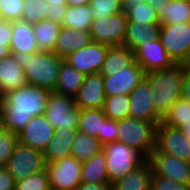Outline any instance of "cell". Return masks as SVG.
<instances>
[{
    "mask_svg": "<svg viewBox=\"0 0 190 190\" xmlns=\"http://www.w3.org/2000/svg\"><path fill=\"white\" fill-rule=\"evenodd\" d=\"M66 10L67 5H49L47 11V19L62 25Z\"/></svg>",
    "mask_w": 190,
    "mask_h": 190,
    "instance_id": "obj_43",
    "label": "cell"
},
{
    "mask_svg": "<svg viewBox=\"0 0 190 190\" xmlns=\"http://www.w3.org/2000/svg\"><path fill=\"white\" fill-rule=\"evenodd\" d=\"M185 136H187L188 140L190 141V120L184 122V125L180 128Z\"/></svg>",
    "mask_w": 190,
    "mask_h": 190,
    "instance_id": "obj_51",
    "label": "cell"
},
{
    "mask_svg": "<svg viewBox=\"0 0 190 190\" xmlns=\"http://www.w3.org/2000/svg\"><path fill=\"white\" fill-rule=\"evenodd\" d=\"M10 51L20 58L40 52L34 36L33 24L23 20L12 21Z\"/></svg>",
    "mask_w": 190,
    "mask_h": 190,
    "instance_id": "obj_20",
    "label": "cell"
},
{
    "mask_svg": "<svg viewBox=\"0 0 190 190\" xmlns=\"http://www.w3.org/2000/svg\"><path fill=\"white\" fill-rule=\"evenodd\" d=\"M75 190H113V184L81 182Z\"/></svg>",
    "mask_w": 190,
    "mask_h": 190,
    "instance_id": "obj_47",
    "label": "cell"
},
{
    "mask_svg": "<svg viewBox=\"0 0 190 190\" xmlns=\"http://www.w3.org/2000/svg\"><path fill=\"white\" fill-rule=\"evenodd\" d=\"M127 22L126 14L123 11L101 19H94L89 29L92 41L109 46H122Z\"/></svg>",
    "mask_w": 190,
    "mask_h": 190,
    "instance_id": "obj_9",
    "label": "cell"
},
{
    "mask_svg": "<svg viewBox=\"0 0 190 190\" xmlns=\"http://www.w3.org/2000/svg\"><path fill=\"white\" fill-rule=\"evenodd\" d=\"M26 84L22 58L10 54L0 59V98Z\"/></svg>",
    "mask_w": 190,
    "mask_h": 190,
    "instance_id": "obj_19",
    "label": "cell"
},
{
    "mask_svg": "<svg viewBox=\"0 0 190 190\" xmlns=\"http://www.w3.org/2000/svg\"><path fill=\"white\" fill-rule=\"evenodd\" d=\"M55 134V129L44 115L32 117L24 129L18 134L20 143L44 152L49 141Z\"/></svg>",
    "mask_w": 190,
    "mask_h": 190,
    "instance_id": "obj_17",
    "label": "cell"
},
{
    "mask_svg": "<svg viewBox=\"0 0 190 190\" xmlns=\"http://www.w3.org/2000/svg\"><path fill=\"white\" fill-rule=\"evenodd\" d=\"M67 6H80L89 4L90 0H66Z\"/></svg>",
    "mask_w": 190,
    "mask_h": 190,
    "instance_id": "obj_50",
    "label": "cell"
},
{
    "mask_svg": "<svg viewBox=\"0 0 190 190\" xmlns=\"http://www.w3.org/2000/svg\"><path fill=\"white\" fill-rule=\"evenodd\" d=\"M103 149L101 142L87 134L77 131L72 143L71 156L84 162Z\"/></svg>",
    "mask_w": 190,
    "mask_h": 190,
    "instance_id": "obj_33",
    "label": "cell"
},
{
    "mask_svg": "<svg viewBox=\"0 0 190 190\" xmlns=\"http://www.w3.org/2000/svg\"><path fill=\"white\" fill-rule=\"evenodd\" d=\"M15 190H51L47 170L15 182Z\"/></svg>",
    "mask_w": 190,
    "mask_h": 190,
    "instance_id": "obj_37",
    "label": "cell"
},
{
    "mask_svg": "<svg viewBox=\"0 0 190 190\" xmlns=\"http://www.w3.org/2000/svg\"><path fill=\"white\" fill-rule=\"evenodd\" d=\"M12 39V22L0 20V43H7L10 46Z\"/></svg>",
    "mask_w": 190,
    "mask_h": 190,
    "instance_id": "obj_46",
    "label": "cell"
},
{
    "mask_svg": "<svg viewBox=\"0 0 190 190\" xmlns=\"http://www.w3.org/2000/svg\"><path fill=\"white\" fill-rule=\"evenodd\" d=\"M48 6L46 0H24L22 20L35 24L47 19Z\"/></svg>",
    "mask_w": 190,
    "mask_h": 190,
    "instance_id": "obj_36",
    "label": "cell"
},
{
    "mask_svg": "<svg viewBox=\"0 0 190 190\" xmlns=\"http://www.w3.org/2000/svg\"><path fill=\"white\" fill-rule=\"evenodd\" d=\"M6 169L15 182L41 172L46 169L43 152L18 142L8 159Z\"/></svg>",
    "mask_w": 190,
    "mask_h": 190,
    "instance_id": "obj_8",
    "label": "cell"
},
{
    "mask_svg": "<svg viewBox=\"0 0 190 190\" xmlns=\"http://www.w3.org/2000/svg\"><path fill=\"white\" fill-rule=\"evenodd\" d=\"M135 62L134 52L125 46H110L106 54L103 67L99 72L108 76V72H118Z\"/></svg>",
    "mask_w": 190,
    "mask_h": 190,
    "instance_id": "obj_28",
    "label": "cell"
},
{
    "mask_svg": "<svg viewBox=\"0 0 190 190\" xmlns=\"http://www.w3.org/2000/svg\"><path fill=\"white\" fill-rule=\"evenodd\" d=\"M44 116L55 130L77 129L79 108L74 98L51 92Z\"/></svg>",
    "mask_w": 190,
    "mask_h": 190,
    "instance_id": "obj_7",
    "label": "cell"
},
{
    "mask_svg": "<svg viewBox=\"0 0 190 190\" xmlns=\"http://www.w3.org/2000/svg\"><path fill=\"white\" fill-rule=\"evenodd\" d=\"M170 0H145L148 4L153 6L155 9L158 7H163L165 5V2H169Z\"/></svg>",
    "mask_w": 190,
    "mask_h": 190,
    "instance_id": "obj_49",
    "label": "cell"
},
{
    "mask_svg": "<svg viewBox=\"0 0 190 190\" xmlns=\"http://www.w3.org/2000/svg\"><path fill=\"white\" fill-rule=\"evenodd\" d=\"M152 90V104L156 114L163 119L171 106L181 96L183 64L145 73Z\"/></svg>",
    "mask_w": 190,
    "mask_h": 190,
    "instance_id": "obj_2",
    "label": "cell"
},
{
    "mask_svg": "<svg viewBox=\"0 0 190 190\" xmlns=\"http://www.w3.org/2000/svg\"><path fill=\"white\" fill-rule=\"evenodd\" d=\"M51 190H75L81 181L82 162L68 156L46 164Z\"/></svg>",
    "mask_w": 190,
    "mask_h": 190,
    "instance_id": "obj_10",
    "label": "cell"
},
{
    "mask_svg": "<svg viewBox=\"0 0 190 190\" xmlns=\"http://www.w3.org/2000/svg\"><path fill=\"white\" fill-rule=\"evenodd\" d=\"M156 11L161 25L190 22V3L186 0H170Z\"/></svg>",
    "mask_w": 190,
    "mask_h": 190,
    "instance_id": "obj_27",
    "label": "cell"
},
{
    "mask_svg": "<svg viewBox=\"0 0 190 190\" xmlns=\"http://www.w3.org/2000/svg\"><path fill=\"white\" fill-rule=\"evenodd\" d=\"M77 131V129L69 128L68 130H55L54 136L43 152L46 164L71 156L72 143Z\"/></svg>",
    "mask_w": 190,
    "mask_h": 190,
    "instance_id": "obj_23",
    "label": "cell"
},
{
    "mask_svg": "<svg viewBox=\"0 0 190 190\" xmlns=\"http://www.w3.org/2000/svg\"><path fill=\"white\" fill-rule=\"evenodd\" d=\"M24 11V0H0L1 20H22Z\"/></svg>",
    "mask_w": 190,
    "mask_h": 190,
    "instance_id": "obj_40",
    "label": "cell"
},
{
    "mask_svg": "<svg viewBox=\"0 0 190 190\" xmlns=\"http://www.w3.org/2000/svg\"><path fill=\"white\" fill-rule=\"evenodd\" d=\"M48 2L49 5H54V6H58V5H67L66 0H46Z\"/></svg>",
    "mask_w": 190,
    "mask_h": 190,
    "instance_id": "obj_52",
    "label": "cell"
},
{
    "mask_svg": "<svg viewBox=\"0 0 190 190\" xmlns=\"http://www.w3.org/2000/svg\"><path fill=\"white\" fill-rule=\"evenodd\" d=\"M34 36L40 51L53 52L56 40L62 26L56 22L45 19L33 24Z\"/></svg>",
    "mask_w": 190,
    "mask_h": 190,
    "instance_id": "obj_31",
    "label": "cell"
},
{
    "mask_svg": "<svg viewBox=\"0 0 190 190\" xmlns=\"http://www.w3.org/2000/svg\"><path fill=\"white\" fill-rule=\"evenodd\" d=\"M180 98L190 104V65L183 64V80Z\"/></svg>",
    "mask_w": 190,
    "mask_h": 190,
    "instance_id": "obj_44",
    "label": "cell"
},
{
    "mask_svg": "<svg viewBox=\"0 0 190 190\" xmlns=\"http://www.w3.org/2000/svg\"><path fill=\"white\" fill-rule=\"evenodd\" d=\"M18 142L17 134L0 127V167H6Z\"/></svg>",
    "mask_w": 190,
    "mask_h": 190,
    "instance_id": "obj_39",
    "label": "cell"
},
{
    "mask_svg": "<svg viewBox=\"0 0 190 190\" xmlns=\"http://www.w3.org/2000/svg\"><path fill=\"white\" fill-rule=\"evenodd\" d=\"M156 125L133 117L118 121V142L127 144L140 152L146 159L155 149Z\"/></svg>",
    "mask_w": 190,
    "mask_h": 190,
    "instance_id": "obj_5",
    "label": "cell"
},
{
    "mask_svg": "<svg viewBox=\"0 0 190 190\" xmlns=\"http://www.w3.org/2000/svg\"><path fill=\"white\" fill-rule=\"evenodd\" d=\"M152 165L146 160L122 179L113 183V190H151Z\"/></svg>",
    "mask_w": 190,
    "mask_h": 190,
    "instance_id": "obj_25",
    "label": "cell"
},
{
    "mask_svg": "<svg viewBox=\"0 0 190 190\" xmlns=\"http://www.w3.org/2000/svg\"><path fill=\"white\" fill-rule=\"evenodd\" d=\"M122 0H90L93 19H101L122 12Z\"/></svg>",
    "mask_w": 190,
    "mask_h": 190,
    "instance_id": "obj_38",
    "label": "cell"
},
{
    "mask_svg": "<svg viewBox=\"0 0 190 190\" xmlns=\"http://www.w3.org/2000/svg\"><path fill=\"white\" fill-rule=\"evenodd\" d=\"M121 3L128 22L160 24L156 9L145 0H122Z\"/></svg>",
    "mask_w": 190,
    "mask_h": 190,
    "instance_id": "obj_26",
    "label": "cell"
},
{
    "mask_svg": "<svg viewBox=\"0 0 190 190\" xmlns=\"http://www.w3.org/2000/svg\"><path fill=\"white\" fill-rule=\"evenodd\" d=\"M109 48V45L92 41L69 54L64 61L84 75L99 73Z\"/></svg>",
    "mask_w": 190,
    "mask_h": 190,
    "instance_id": "obj_12",
    "label": "cell"
},
{
    "mask_svg": "<svg viewBox=\"0 0 190 190\" xmlns=\"http://www.w3.org/2000/svg\"><path fill=\"white\" fill-rule=\"evenodd\" d=\"M93 20L91 6L89 4L67 6L66 14L61 26L74 30L89 31Z\"/></svg>",
    "mask_w": 190,
    "mask_h": 190,
    "instance_id": "obj_32",
    "label": "cell"
},
{
    "mask_svg": "<svg viewBox=\"0 0 190 190\" xmlns=\"http://www.w3.org/2000/svg\"><path fill=\"white\" fill-rule=\"evenodd\" d=\"M159 38L175 64L190 65V22L161 25Z\"/></svg>",
    "mask_w": 190,
    "mask_h": 190,
    "instance_id": "obj_6",
    "label": "cell"
},
{
    "mask_svg": "<svg viewBox=\"0 0 190 190\" xmlns=\"http://www.w3.org/2000/svg\"><path fill=\"white\" fill-rule=\"evenodd\" d=\"M25 80L28 85L53 91L63 58L54 52L40 51L22 58Z\"/></svg>",
    "mask_w": 190,
    "mask_h": 190,
    "instance_id": "obj_3",
    "label": "cell"
},
{
    "mask_svg": "<svg viewBox=\"0 0 190 190\" xmlns=\"http://www.w3.org/2000/svg\"><path fill=\"white\" fill-rule=\"evenodd\" d=\"M81 181L85 183H109L106 157L103 150L82 162Z\"/></svg>",
    "mask_w": 190,
    "mask_h": 190,
    "instance_id": "obj_29",
    "label": "cell"
},
{
    "mask_svg": "<svg viewBox=\"0 0 190 190\" xmlns=\"http://www.w3.org/2000/svg\"><path fill=\"white\" fill-rule=\"evenodd\" d=\"M106 95L103 76L100 73L85 75L74 103L79 109L103 108Z\"/></svg>",
    "mask_w": 190,
    "mask_h": 190,
    "instance_id": "obj_18",
    "label": "cell"
},
{
    "mask_svg": "<svg viewBox=\"0 0 190 190\" xmlns=\"http://www.w3.org/2000/svg\"><path fill=\"white\" fill-rule=\"evenodd\" d=\"M52 91L24 85L0 98V127L19 134L32 117L44 115Z\"/></svg>",
    "mask_w": 190,
    "mask_h": 190,
    "instance_id": "obj_1",
    "label": "cell"
},
{
    "mask_svg": "<svg viewBox=\"0 0 190 190\" xmlns=\"http://www.w3.org/2000/svg\"><path fill=\"white\" fill-rule=\"evenodd\" d=\"M84 78L83 73L63 61L59 69L57 83L52 92L74 98L84 82Z\"/></svg>",
    "mask_w": 190,
    "mask_h": 190,
    "instance_id": "obj_24",
    "label": "cell"
},
{
    "mask_svg": "<svg viewBox=\"0 0 190 190\" xmlns=\"http://www.w3.org/2000/svg\"><path fill=\"white\" fill-rule=\"evenodd\" d=\"M130 107L129 95L106 96L103 105V112L108 119L119 121L127 118Z\"/></svg>",
    "mask_w": 190,
    "mask_h": 190,
    "instance_id": "obj_34",
    "label": "cell"
},
{
    "mask_svg": "<svg viewBox=\"0 0 190 190\" xmlns=\"http://www.w3.org/2000/svg\"><path fill=\"white\" fill-rule=\"evenodd\" d=\"M11 54L10 46L7 43H0V59Z\"/></svg>",
    "mask_w": 190,
    "mask_h": 190,
    "instance_id": "obj_48",
    "label": "cell"
},
{
    "mask_svg": "<svg viewBox=\"0 0 190 190\" xmlns=\"http://www.w3.org/2000/svg\"><path fill=\"white\" fill-rule=\"evenodd\" d=\"M143 78L145 72L136 62L124 70L108 72V76H103L105 95H129Z\"/></svg>",
    "mask_w": 190,
    "mask_h": 190,
    "instance_id": "obj_14",
    "label": "cell"
},
{
    "mask_svg": "<svg viewBox=\"0 0 190 190\" xmlns=\"http://www.w3.org/2000/svg\"><path fill=\"white\" fill-rule=\"evenodd\" d=\"M108 118L102 108L79 109L77 130L91 137H98L102 133L103 123Z\"/></svg>",
    "mask_w": 190,
    "mask_h": 190,
    "instance_id": "obj_30",
    "label": "cell"
},
{
    "mask_svg": "<svg viewBox=\"0 0 190 190\" xmlns=\"http://www.w3.org/2000/svg\"><path fill=\"white\" fill-rule=\"evenodd\" d=\"M0 190H15L14 177L6 167H0Z\"/></svg>",
    "mask_w": 190,
    "mask_h": 190,
    "instance_id": "obj_45",
    "label": "cell"
},
{
    "mask_svg": "<svg viewBox=\"0 0 190 190\" xmlns=\"http://www.w3.org/2000/svg\"><path fill=\"white\" fill-rule=\"evenodd\" d=\"M92 42L89 31H80L62 27L56 40L54 53L60 58H66L74 51Z\"/></svg>",
    "mask_w": 190,
    "mask_h": 190,
    "instance_id": "obj_21",
    "label": "cell"
},
{
    "mask_svg": "<svg viewBox=\"0 0 190 190\" xmlns=\"http://www.w3.org/2000/svg\"><path fill=\"white\" fill-rule=\"evenodd\" d=\"M151 190H190L189 184H183L152 173Z\"/></svg>",
    "mask_w": 190,
    "mask_h": 190,
    "instance_id": "obj_41",
    "label": "cell"
},
{
    "mask_svg": "<svg viewBox=\"0 0 190 190\" xmlns=\"http://www.w3.org/2000/svg\"><path fill=\"white\" fill-rule=\"evenodd\" d=\"M97 139L102 145L118 140V121L107 119L103 123L102 133L98 134Z\"/></svg>",
    "mask_w": 190,
    "mask_h": 190,
    "instance_id": "obj_42",
    "label": "cell"
},
{
    "mask_svg": "<svg viewBox=\"0 0 190 190\" xmlns=\"http://www.w3.org/2000/svg\"><path fill=\"white\" fill-rule=\"evenodd\" d=\"M106 168L110 184L122 179L147 159L137 150L125 143L114 141L103 145Z\"/></svg>",
    "mask_w": 190,
    "mask_h": 190,
    "instance_id": "obj_4",
    "label": "cell"
},
{
    "mask_svg": "<svg viewBox=\"0 0 190 190\" xmlns=\"http://www.w3.org/2000/svg\"><path fill=\"white\" fill-rule=\"evenodd\" d=\"M155 149L160 153L190 162V141L180 128L160 122L156 127Z\"/></svg>",
    "mask_w": 190,
    "mask_h": 190,
    "instance_id": "obj_11",
    "label": "cell"
},
{
    "mask_svg": "<svg viewBox=\"0 0 190 190\" xmlns=\"http://www.w3.org/2000/svg\"><path fill=\"white\" fill-rule=\"evenodd\" d=\"M190 120V104L179 98L169 109L161 122L167 126L181 128Z\"/></svg>",
    "mask_w": 190,
    "mask_h": 190,
    "instance_id": "obj_35",
    "label": "cell"
},
{
    "mask_svg": "<svg viewBox=\"0 0 190 190\" xmlns=\"http://www.w3.org/2000/svg\"><path fill=\"white\" fill-rule=\"evenodd\" d=\"M135 62L145 73L171 68L175 63L168 56L162 42L159 39L140 45L134 51Z\"/></svg>",
    "mask_w": 190,
    "mask_h": 190,
    "instance_id": "obj_16",
    "label": "cell"
},
{
    "mask_svg": "<svg viewBox=\"0 0 190 190\" xmlns=\"http://www.w3.org/2000/svg\"><path fill=\"white\" fill-rule=\"evenodd\" d=\"M161 24L127 22L123 46L133 52L143 44L159 39Z\"/></svg>",
    "mask_w": 190,
    "mask_h": 190,
    "instance_id": "obj_22",
    "label": "cell"
},
{
    "mask_svg": "<svg viewBox=\"0 0 190 190\" xmlns=\"http://www.w3.org/2000/svg\"><path fill=\"white\" fill-rule=\"evenodd\" d=\"M155 175L190 185V162L160 153L156 149L147 159Z\"/></svg>",
    "mask_w": 190,
    "mask_h": 190,
    "instance_id": "obj_13",
    "label": "cell"
},
{
    "mask_svg": "<svg viewBox=\"0 0 190 190\" xmlns=\"http://www.w3.org/2000/svg\"><path fill=\"white\" fill-rule=\"evenodd\" d=\"M152 94L148 80L143 78L137 87L129 94L130 107L128 116L138 120L152 122L157 126L162 119L154 111Z\"/></svg>",
    "mask_w": 190,
    "mask_h": 190,
    "instance_id": "obj_15",
    "label": "cell"
}]
</instances>
